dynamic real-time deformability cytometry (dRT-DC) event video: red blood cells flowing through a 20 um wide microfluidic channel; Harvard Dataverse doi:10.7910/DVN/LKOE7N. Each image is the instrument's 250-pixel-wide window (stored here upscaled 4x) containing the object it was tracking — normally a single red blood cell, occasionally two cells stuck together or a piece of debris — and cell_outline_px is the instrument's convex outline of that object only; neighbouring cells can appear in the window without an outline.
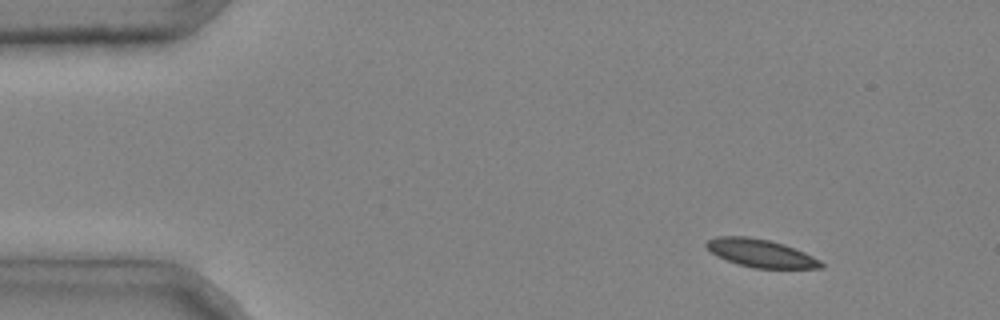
{"species": "common noctule bat (a hibernating species)", "species_latin": "Nyctalus noctula", "temperature_condition": "cold", "stored_images_in_passage": 4, "camera_frame_rate_fps": 3000, "um_per_image_px": 0.085, "animal": {"sex": "male", "body_mass_g": 20.4}, "frame": {"image": 1, "passage_image": 1, "time_ms": 0.0, "image_size_px": [1000, 320], "cell_outline_px": [[824, 268], [752, 268], [716, 256], [704, 244], [708, 240], [716, 236], [748, 236], [768, 240], [784, 244], [804, 252], [820, 260], [824, 264]], "centroid_in_image_um": [64.66, 21.51], "position_along_channel_um": 20.3, "area_um2": 18.55}}
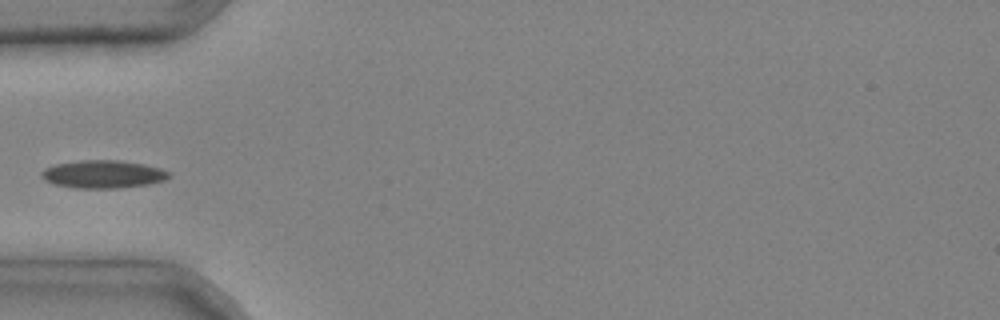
{"frame": {"image": 2, "passage_image": 4, "time_ms": 1.0, "image_size_px": [1000, 320], "cell_outline_px": [[172, 176], [164, 180], [148, 184], [120, 188], [76, 188], [52, 184], [44, 180], [40, 176], [40, 172], [44, 168], [56, 164], [80, 160], [120, 160], [144, 164], [160, 168], [172, 172]], "centroid_in_image_um": [8.76, 14.81], "position_along_channel_um": 76.2, "area_um2": 20.98}}